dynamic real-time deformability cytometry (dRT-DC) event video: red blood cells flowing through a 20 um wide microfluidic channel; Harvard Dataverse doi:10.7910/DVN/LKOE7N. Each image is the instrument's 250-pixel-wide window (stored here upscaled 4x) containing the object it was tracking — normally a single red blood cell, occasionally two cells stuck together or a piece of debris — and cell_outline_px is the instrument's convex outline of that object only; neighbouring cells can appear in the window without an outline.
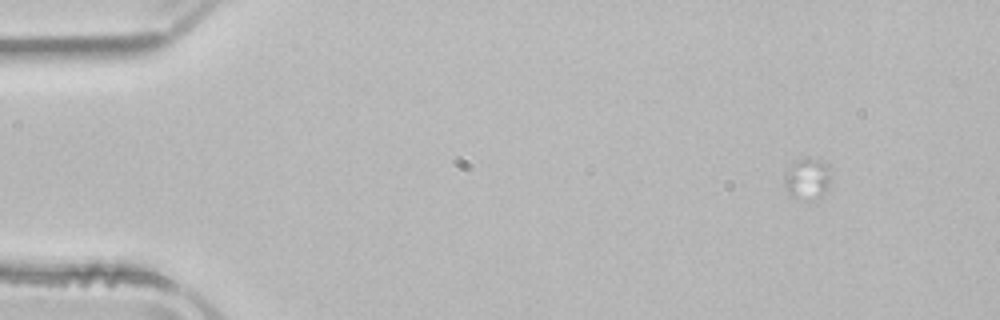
{"species": "common noctule bat (a hibernating species)", "species_latin": "Nyctalus noctula", "temperature_condition": "room temperature", "stored_images_in_passage": 2, "camera_frame_rate_fps": 3000, "um_per_image_px": 0.085, "animal": {"sex": "male", "body_mass_g": 21.5, "forearm_length_mm": 52.0}, "frame": {"image": 1, "passage_image": 1, "time_ms": 0.0, "image_size_px": [1000, 320], "cell_outline_px": [[828, 184], [824, 192], [820, 196], [808, 200], [804, 200], [792, 196], [788, 192], [784, 184], [784, 172], [796, 160], [804, 156], [808, 156], [820, 160], [828, 164]], "centroid_in_image_um": [68.57, 15.15], "position_along_channel_um": 16.4, "area_um2": 11.1}}